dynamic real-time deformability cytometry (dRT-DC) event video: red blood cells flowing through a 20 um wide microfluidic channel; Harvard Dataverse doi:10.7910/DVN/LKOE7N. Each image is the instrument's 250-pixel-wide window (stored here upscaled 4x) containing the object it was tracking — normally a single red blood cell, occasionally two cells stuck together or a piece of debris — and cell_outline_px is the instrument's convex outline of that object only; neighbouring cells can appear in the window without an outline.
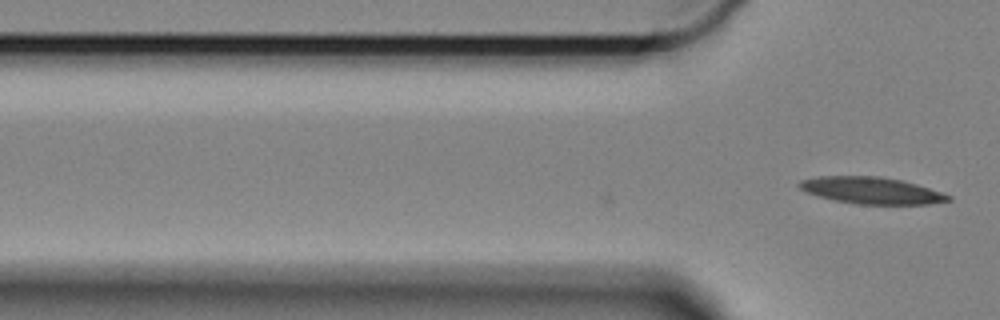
{"species": "Egyptian fruit bat (a non-hibernating species)", "species_latin": "Rousettus aegyptiacus", "temperature_condition": "cold", "stored_images_in_passage": 8, "camera_frame_rate_fps": 3000, "um_per_image_px": 0.085, "animal": {"sex": "female"}, "frame": {"image": 1, "passage_image": 8, "time_ms": 2.333, "image_size_px": [1000, 320], "cell_outline_px": [[952, 200], [928, 204], [856, 204], [836, 200], [820, 196], [808, 192], [800, 188], [796, 184], [800, 180], [820, 176], [880, 176], [900, 180], [916, 184], [952, 196]], "centroid_in_image_um": [74.07, 16.18], "position_along_channel_um": 51.7, "area_um2": 22.95}}